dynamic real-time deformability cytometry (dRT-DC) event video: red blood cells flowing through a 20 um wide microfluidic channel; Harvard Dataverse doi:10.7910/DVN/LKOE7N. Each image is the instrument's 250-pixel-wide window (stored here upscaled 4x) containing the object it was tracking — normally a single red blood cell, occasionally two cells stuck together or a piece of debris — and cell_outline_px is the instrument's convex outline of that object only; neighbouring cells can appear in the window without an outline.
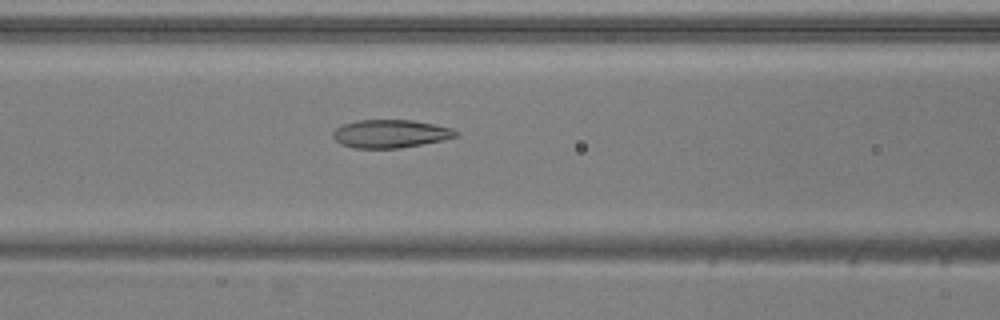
{"species": "common noctule bat (a hibernating species)", "species_latin": "Nyctalus noctula", "temperature_condition": "warm", "stored_images_in_passage": 37, "camera_frame_rate_fps": 3000, "um_per_image_px": 0.085, "animal": {"sex": "male", "body_mass_g": 20.5, "forearm_length_mm": 52.5}, "frame": {"image": 1, "passage_image": 10, "time_ms": 3.0, "image_size_px": [1000, 320], "cell_outline_px": [[460, 136], [444, 140], [400, 148], [352, 148], [340, 144], [332, 136], [332, 132], [336, 128], [344, 124], [360, 120], [412, 120], [452, 128], [460, 132]], "centroid_in_image_um": [33.21, 11.37], "position_along_channel_um": 133.4, "area_um2": 20.23}}
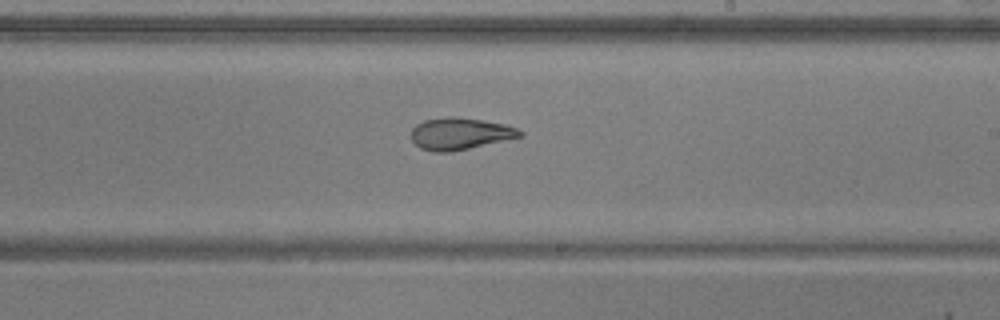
{"frame": {"image": 2, "passage_image": 19, "time_ms": 6.0, "image_size_px": [1000, 320], "cell_outline_px": [[524, 136], [452, 152], [436, 152], [420, 148], [412, 140], [412, 128], [416, 124], [424, 120], [452, 116], [480, 120], [504, 124], [516, 128], [524, 132]], "centroid_in_image_um": [39.11, 11.37], "position_along_channel_um": 249.9, "area_um2": 20.11}}
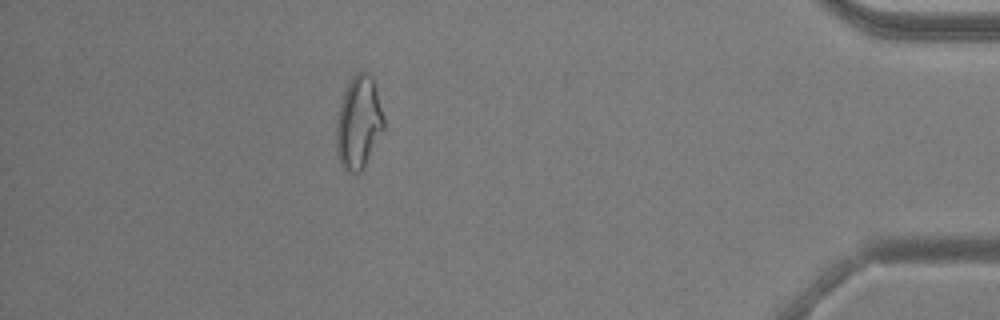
{"frame": {"image": 3, "passage_image": 35, "time_ms": 11.333, "image_size_px": [1000, 320], "cell_outline_px": [[384, 128], [364, 168], [356, 176], [348, 172], [340, 164], [336, 152], [336, 120], [340, 104], [344, 92], [352, 76], [356, 72], [368, 72], [372, 76], [376, 88], [384, 116]], "centroid_in_image_um": [30.47, 10.45], "position_along_channel_um": 404.7, "area_um2": 25.95}, "authors_computed_cell_mechanics": {"area_um2": 20.6346, "velocity_mm_per_s": 3.8812, "shape_relaxation_time_tau1_ms": null, "shape_relaxation_time_tau2_ms": 1.8967, "deformation_change_tau1": null, "deformation_change_tau2": 0.0771}}